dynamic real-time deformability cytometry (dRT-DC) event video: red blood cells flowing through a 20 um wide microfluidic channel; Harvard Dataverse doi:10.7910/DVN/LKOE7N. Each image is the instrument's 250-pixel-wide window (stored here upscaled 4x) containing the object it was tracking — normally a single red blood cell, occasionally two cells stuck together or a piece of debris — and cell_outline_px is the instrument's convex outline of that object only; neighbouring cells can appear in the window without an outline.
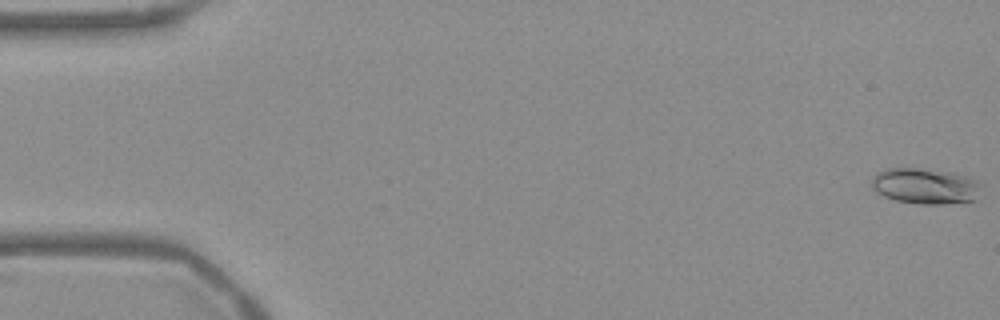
{"species": "Egyptian fruit bat (a non-hibernating species)", "species_latin": "Rousettus aegyptiacus", "temperature_condition": "warm", "stored_images_in_passage": 54, "camera_frame_rate_fps": 3000, "um_per_image_px": 0.085, "frame": {"image": 1, "passage_image": 1, "time_ms": 0.0, "image_size_px": [1000, 320], "cell_outline_px": [[984, 184], [976, 200], [944, 204], [916, 204], [896, 200], [884, 196], [876, 192], [872, 188], [872, 176], [876, 172], [888, 168], [916, 168], [948, 172], [972, 176]], "centroid_in_image_um": [78.69, 15.81], "position_along_channel_um": 6.3, "area_um2": 23.29}}
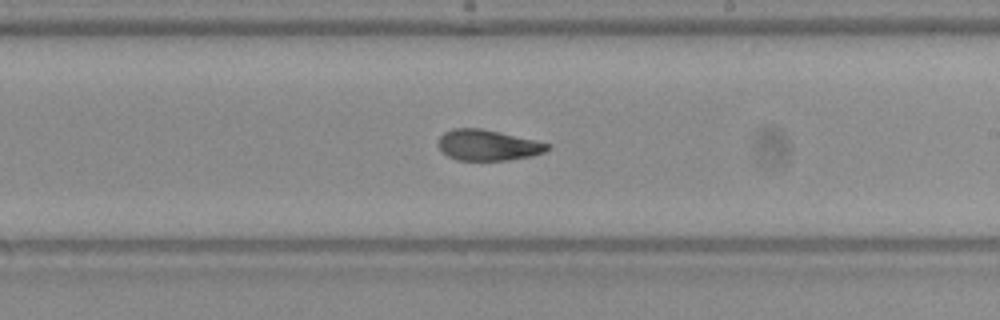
{"frame": {"image": 2, "passage_image": 32, "time_ms": 10.333, "image_size_px": [1000, 320], "cell_outline_px": [[552, 144], [544, 152], [532, 156], [508, 160], [456, 160], [448, 156], [436, 144], [440, 136], [444, 132], [452, 128], [480, 128], [536, 140]], "centroid_in_image_um": [41.45, 12.33], "position_along_channel_um": 247.5, "area_um2": 19.59}}
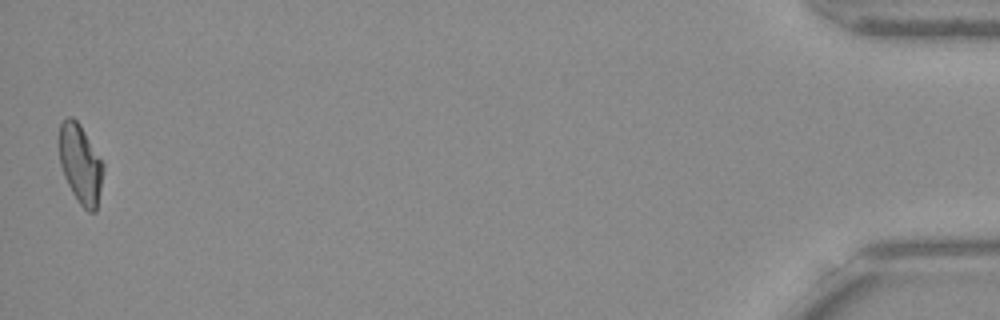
{"frame": {"image": 3, "passage_image": 54, "time_ms": 17.667, "image_size_px": [1000, 320], "cell_outline_px": [[104, 168], [96, 212], [88, 212], [80, 204], [72, 192], [64, 176], [60, 164], [60, 124], [68, 116], [72, 116], [80, 124], [104, 164]], "centroid_in_image_um": [6.85, 13.95], "position_along_channel_um": 428.4, "area_um2": 20.06}, "authors_computed_cell_mechanics": {"area_um2": 20.4901, "velocity_mm_per_s": 3.764, "shape_relaxation_time_tau1_ms": null, "shape_relaxation_time_tau2_ms": 2.4223, "deformation_change_tau1": null, "deformation_change_tau2": 0.0797}}